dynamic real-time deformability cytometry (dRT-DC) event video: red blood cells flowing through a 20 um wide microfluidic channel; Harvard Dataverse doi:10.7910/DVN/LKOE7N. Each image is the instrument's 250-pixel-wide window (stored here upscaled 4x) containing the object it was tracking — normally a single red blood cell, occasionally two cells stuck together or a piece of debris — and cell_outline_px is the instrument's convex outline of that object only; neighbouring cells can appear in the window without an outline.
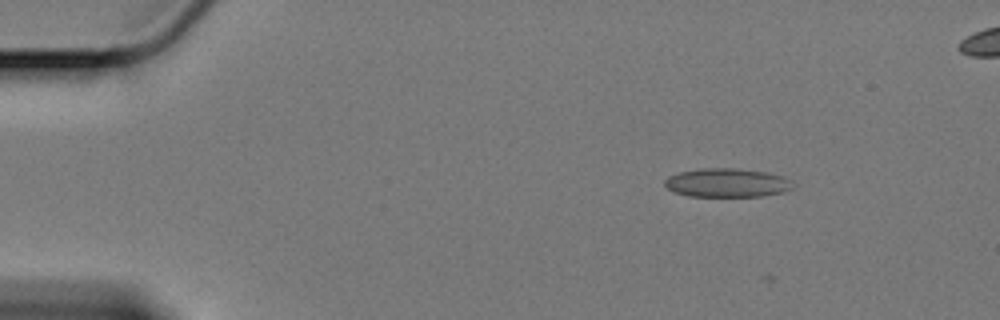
{"species": "Egyptian fruit bat (a non-hibernating species)", "species_latin": "Rousettus aegyptiacus", "temperature_condition": "cold", "stored_images_in_passage": 11, "camera_frame_rate_fps": 3000, "um_per_image_px": 0.085, "animal": {"sex": "female"}, "frame": {"image": 1, "passage_image": 8, "time_ms": 2.333, "image_size_px": [1000, 320], "cell_outline_px": [[792, 188], [784, 192], [760, 196], [688, 196], [672, 192], [664, 184], [664, 180], [668, 176], [680, 172], [700, 168], [736, 168], [768, 172], [784, 176], [788, 180]], "centroid_in_image_um": [61.75, 15.53], "position_along_channel_um": 23.2, "area_um2": 21.5}}